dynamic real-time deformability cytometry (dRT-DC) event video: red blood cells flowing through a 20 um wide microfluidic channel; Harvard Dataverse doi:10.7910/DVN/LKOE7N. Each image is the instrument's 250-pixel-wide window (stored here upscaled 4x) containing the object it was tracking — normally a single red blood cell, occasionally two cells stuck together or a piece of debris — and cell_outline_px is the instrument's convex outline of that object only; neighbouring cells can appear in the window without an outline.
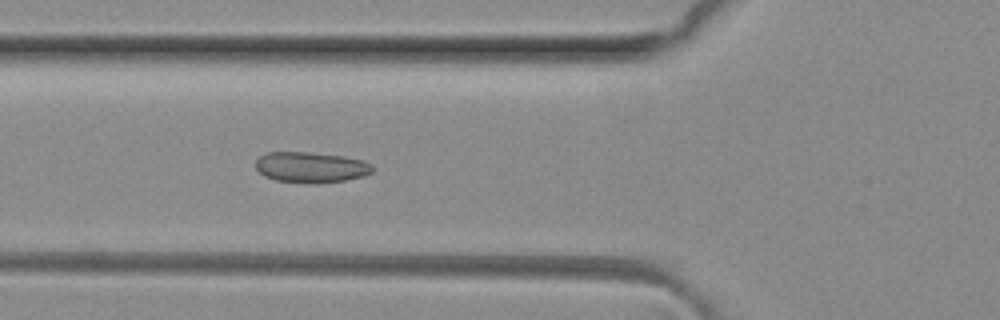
{"species": "common noctule bat (a hibernating species)", "species_latin": "Nyctalus noctula", "temperature_condition": "room temperature", "stored_images_in_passage": 6, "camera_frame_rate_fps": 3000, "um_per_image_px": 0.085, "animal": {"sex": "female", "body_mass_g": 29.2, "forearm_length_mm": 56.3}, "frame": {"image": 1, "passage_image": 5, "time_ms": 1.333, "image_size_px": [1000, 320], "cell_outline_px": [[372, 172], [364, 176], [344, 180], [316, 184], [312, 184], [276, 180], [264, 176], [256, 168], [256, 160], [264, 152], [308, 152], [344, 156], [360, 160], [372, 164]], "centroid_in_image_um": [26.41, 14.22], "position_along_channel_um": 99.4, "area_um2": 20.92}}